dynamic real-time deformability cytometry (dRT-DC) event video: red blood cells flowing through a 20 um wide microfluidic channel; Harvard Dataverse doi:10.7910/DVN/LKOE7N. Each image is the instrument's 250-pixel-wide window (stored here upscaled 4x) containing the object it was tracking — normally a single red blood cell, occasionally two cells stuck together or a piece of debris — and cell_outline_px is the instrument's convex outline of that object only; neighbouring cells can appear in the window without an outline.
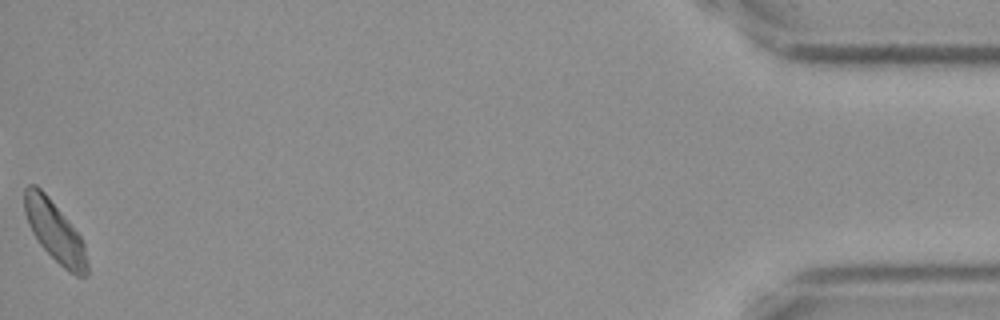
{"species": "Egyptian fruit bat (a non-hibernating species)", "species_latin": "Rousettus aegyptiacus", "temperature_condition": "cold", "stored_images_in_passage": 46, "camera_frame_rate_fps": 3000, "um_per_image_px": 0.085, "frame": {"image": 1, "passage_image": 46, "time_ms": 15.0, "image_size_px": [1000, 320], "cell_outline_px": [[88, 276], [76, 276], [68, 272], [40, 244], [32, 232], [28, 224], [24, 212], [24, 188], [28, 184], [36, 184], [48, 196], [80, 236], [84, 244], [88, 264]], "centroid_in_image_um": [4.65, 19.67], "position_along_channel_um": 430.6, "area_um2": 21.91}, "authors_computed_cell_mechanics": {"area_um2": 22.1952, "velocity_mm_per_s": 3.595, "shape_relaxation_time_tau1_ms": null, "shape_relaxation_time_tau2_ms": 6.3232, "deformation_change_tau1": null, "deformation_change_tau2": 0.1248}}